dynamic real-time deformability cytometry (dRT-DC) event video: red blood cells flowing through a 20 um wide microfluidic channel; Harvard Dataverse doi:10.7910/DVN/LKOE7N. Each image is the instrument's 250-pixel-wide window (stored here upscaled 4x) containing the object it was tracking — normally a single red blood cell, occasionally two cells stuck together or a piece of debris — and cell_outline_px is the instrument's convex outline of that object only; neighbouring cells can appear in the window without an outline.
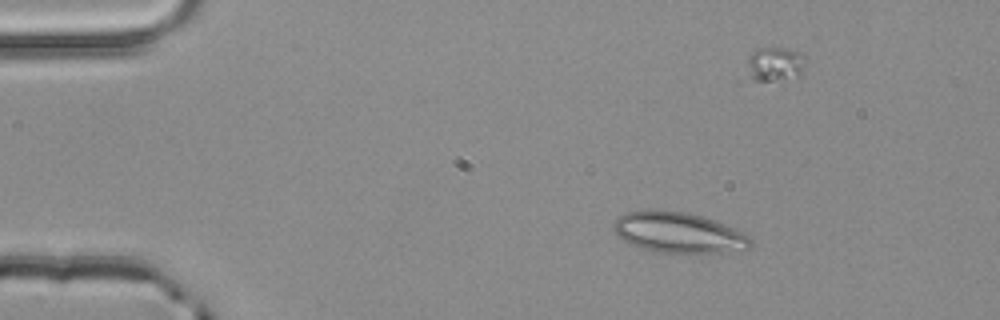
{"species": "common noctule bat (a hibernating species)", "species_latin": "Nyctalus noctula", "temperature_condition": "room temperature", "stored_images_in_passage": 3, "camera_frame_rate_fps": 3000, "um_per_image_px": 0.085, "animal": {"sex": "male", "body_mass_g": 20.4}, "frame": {"image": 1, "passage_image": 1, "time_ms": 0.0, "image_size_px": [1000, 320], "cell_outline_px": [[752, 244], [748, 248], [720, 252], [664, 252], [640, 248], [624, 240], [612, 228], [616, 220], [620, 216], [628, 212], [688, 212], [724, 224], [748, 236], [752, 240]], "centroid_in_image_um": [57.69, 19.79], "position_along_channel_um": 27.3, "area_um2": 30.98}}